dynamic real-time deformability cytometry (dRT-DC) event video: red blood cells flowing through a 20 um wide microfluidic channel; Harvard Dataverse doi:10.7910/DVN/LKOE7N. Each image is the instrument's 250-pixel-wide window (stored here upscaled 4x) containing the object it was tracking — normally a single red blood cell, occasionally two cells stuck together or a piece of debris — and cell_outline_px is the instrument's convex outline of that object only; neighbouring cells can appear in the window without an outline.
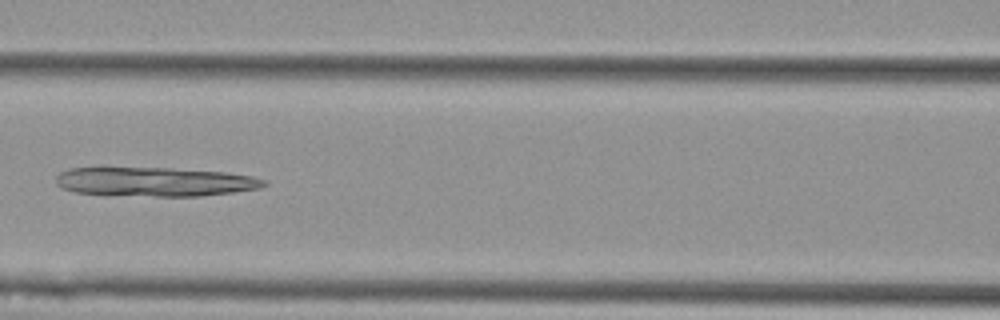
{"species": "Egyptian fruit bat (a non-hibernating species)", "species_latin": "Rousettus aegyptiacus", "temperature_condition": "cold", "stored_images_in_passage": 7, "camera_frame_rate_fps": 3000, "um_per_image_px": 0.085, "animal": {"sex": "female"}, "frame": {"image": 1, "passage_image": 5, "time_ms": 1.333, "image_size_px": [1000, 320], "cell_outline_px": [[268, 184], [260, 188], [232, 192], [200, 196], [156, 196], [76, 192], [60, 188], [56, 184], [56, 176], [60, 172], [68, 168], [100, 164], [168, 168], [224, 172], [252, 176], [268, 180]], "centroid_in_image_um": [13.04, 15.39], "position_along_channel_um": 153.6, "area_um2": 36.47}}
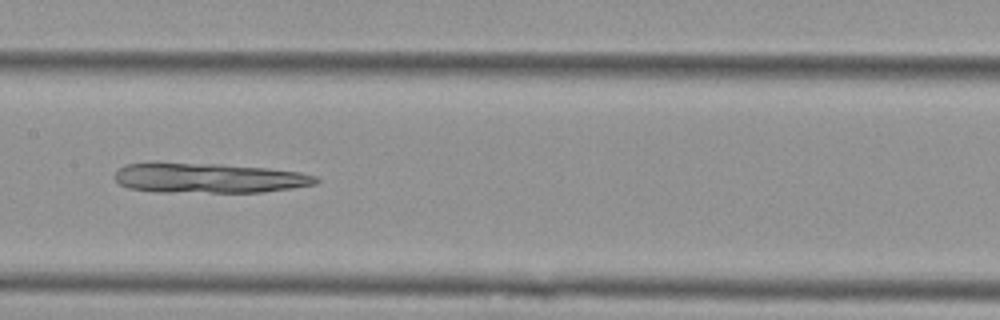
{"frame": {"image": 2, "passage_image": 6, "time_ms": 1.667, "image_size_px": [1000, 320], "cell_outline_px": [[320, 180], [316, 184], [292, 188], [264, 192], [156, 192], [128, 188], [120, 184], [116, 180], [116, 172], [124, 164], [148, 160], [152, 160], [220, 164], [268, 168], [300, 172], [316, 176]], "centroid_in_image_um": [17.66, 15.1], "position_along_channel_um": 189.7, "area_um2": 36.07}}
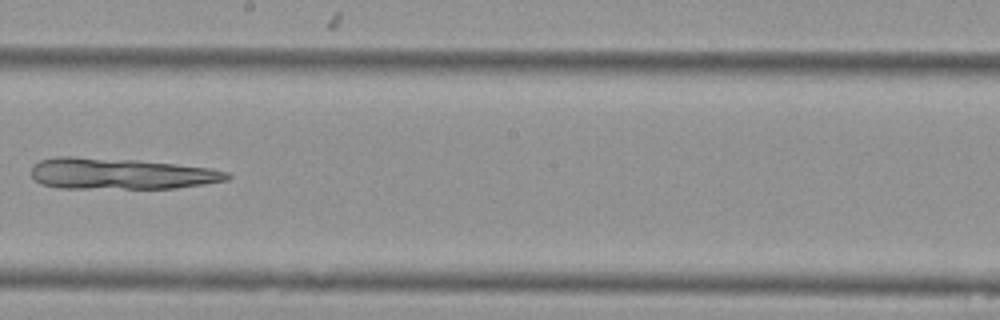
{"frame": {"image": 3, "passage_image": 7, "time_ms": 2.0, "image_size_px": [1000, 320], "cell_outline_px": [[232, 176], [228, 180], [204, 184], [176, 188], [60, 188], [40, 184], [32, 176], [32, 164], [40, 160], [56, 156], [72, 156], [136, 160], [176, 164], [208, 168], [228, 172]], "centroid_in_image_um": [10.23, 14.76], "position_along_channel_um": 238.0, "area_um2": 35.66}}